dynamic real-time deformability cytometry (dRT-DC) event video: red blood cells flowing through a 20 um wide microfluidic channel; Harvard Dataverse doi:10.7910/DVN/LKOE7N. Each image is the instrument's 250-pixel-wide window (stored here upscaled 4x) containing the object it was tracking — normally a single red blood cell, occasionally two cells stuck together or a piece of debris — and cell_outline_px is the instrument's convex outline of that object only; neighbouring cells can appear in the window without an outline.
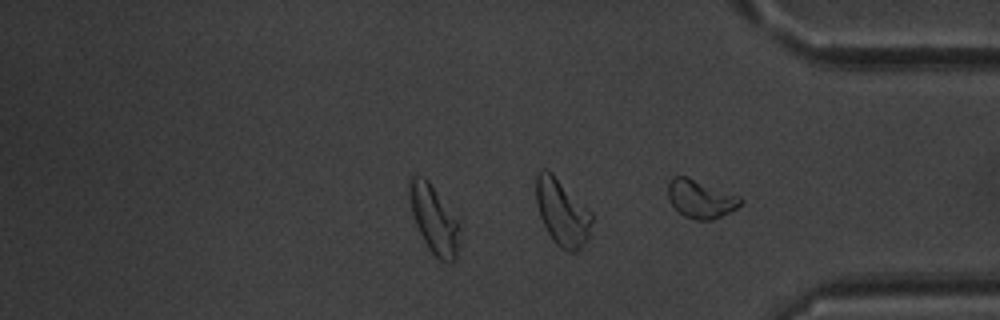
{"species": "common noctule bat (a hibernating species)", "species_latin": "Nyctalus noctula", "temperature_condition": "warm", "stored_images_in_passage": 21, "camera_frame_rate_fps": 3000, "um_per_image_px": 0.085, "animal": {"sex": "male", "body_mass_g": 20.1, "forearm_length_mm": 53.5}, "frame": {"image": 1, "passage_image": 21, "time_ms": 6.667, "image_size_px": [1000, 320], "cell_outline_px": [[744, 200], [736, 208], [712, 220], [696, 220], [684, 216], [668, 200], [668, 180], [672, 176], [688, 176], [740, 196]], "centroid_in_image_um": [59.53, 16.88], "position_along_channel_um": 375.7, "area_um2": 16.18}}